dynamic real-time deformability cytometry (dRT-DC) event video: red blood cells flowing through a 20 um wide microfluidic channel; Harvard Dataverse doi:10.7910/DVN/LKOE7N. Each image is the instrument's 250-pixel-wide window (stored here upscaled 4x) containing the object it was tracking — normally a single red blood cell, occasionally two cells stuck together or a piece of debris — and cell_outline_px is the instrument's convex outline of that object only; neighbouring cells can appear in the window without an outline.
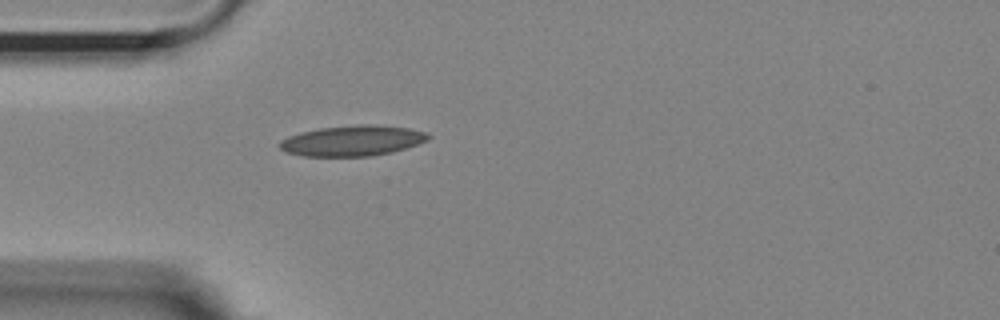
{"species": "Egyptian fruit bat (a non-hibernating species)", "species_latin": "Rousettus aegyptiacus", "temperature_condition": "room temperature", "stored_images_in_passage": 40, "camera_frame_rate_fps": 3000, "um_per_image_px": 0.085, "animal": {"sex": "female"}, "frame": {"image": 1, "passage_image": 1, "time_ms": 0.0, "image_size_px": [1000, 320], "cell_outline_px": [[432, 136], [428, 140], [392, 152], [372, 156], [300, 156], [284, 152], [276, 144], [280, 140], [288, 136], [300, 132], [320, 128], [360, 124], [368, 124], [408, 128], [428, 132]], "centroid_in_image_um": [29.91, 11.96], "position_along_channel_um": 55.1, "area_um2": 26.59}}
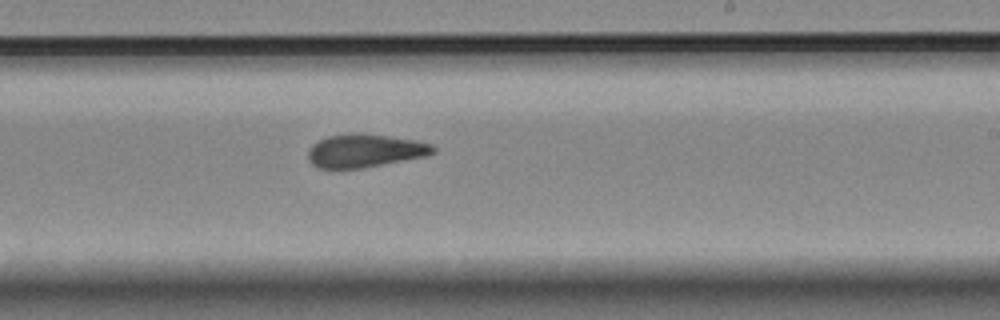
{"frame": {"image": 2, "passage_image": 18, "time_ms": 5.667, "image_size_px": [1000, 320], "cell_outline_px": [[436, 152], [428, 156], [360, 168], [316, 168], [308, 160], [308, 152], [312, 144], [316, 140], [328, 136], [352, 132], [356, 132], [416, 140], [432, 144], [436, 148]], "centroid_in_image_um": [31.01, 12.8], "position_along_channel_um": 258.0, "area_um2": 24.39}}
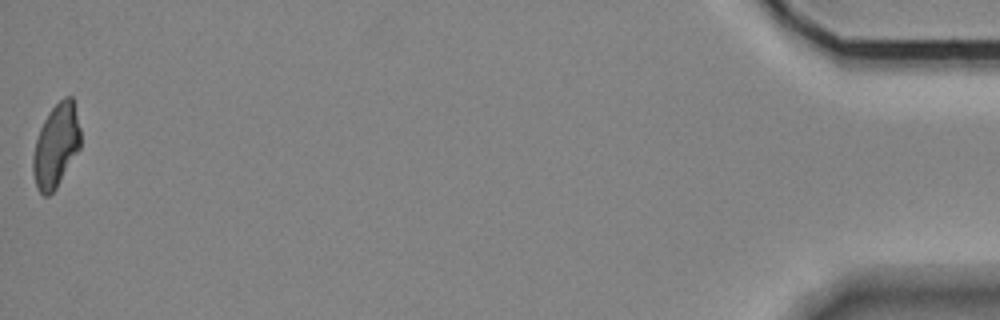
{"frame": {"image": 3, "passage_image": 40, "time_ms": 13.0, "image_size_px": [1000, 320], "cell_outline_px": [[80, 148], [56, 188], [48, 196], [44, 196], [40, 192], [36, 184], [32, 172], [32, 156], [36, 140], [40, 128], [48, 112], [64, 96], [72, 96], [80, 128]], "centroid_in_image_um": [4.75, 12.38], "position_along_channel_um": 430.4, "area_um2": 22.95}, "authors_computed_cell_mechanics": {"area_um2": 24.276, "velocity_mm_per_s": 3.6554, "shape_relaxation_time_tau1_ms": null, "shape_relaxation_time_tau2_ms": 3.7359, "deformation_change_tau1": null, "deformation_change_tau2": 0.1126}}